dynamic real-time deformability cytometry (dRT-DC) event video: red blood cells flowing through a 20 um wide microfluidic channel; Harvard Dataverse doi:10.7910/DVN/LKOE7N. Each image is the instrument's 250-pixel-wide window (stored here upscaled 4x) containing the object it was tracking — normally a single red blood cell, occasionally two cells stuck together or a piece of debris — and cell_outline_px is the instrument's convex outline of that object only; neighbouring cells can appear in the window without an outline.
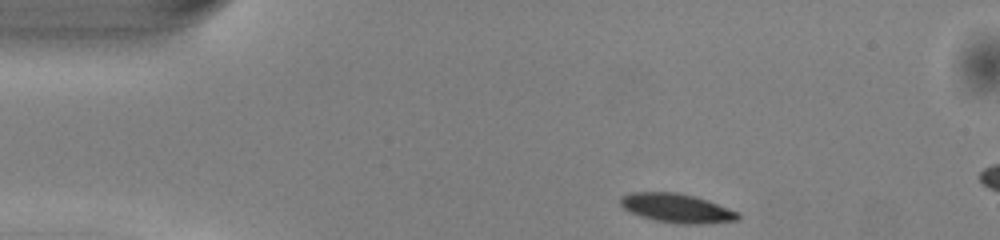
{"species": "common noctule bat (a hibernating species)", "species_latin": "Nyctalus noctula", "temperature_condition": "warm", "stored_images_in_passage": 7, "camera_frame_rate_fps": 3000, "um_per_image_px": 0.085, "animal": {"sex": "male", "body_mass_g": 13.0, "forearm_length_mm": 53.1}, "frame": {"image": 1, "passage_image": 1, "time_ms": 0.0, "image_size_px": [1000, 240], "cell_outline_px": [[740, 216], [736, 220], [700, 224], [680, 224], [652, 220], [640, 216], [624, 208], [620, 204], [620, 196], [628, 192], [676, 192], [696, 196], [708, 200], [740, 212]], "centroid_in_image_um": [57.52, 17.68], "position_along_channel_um": 27.5, "area_um2": 20.06}}